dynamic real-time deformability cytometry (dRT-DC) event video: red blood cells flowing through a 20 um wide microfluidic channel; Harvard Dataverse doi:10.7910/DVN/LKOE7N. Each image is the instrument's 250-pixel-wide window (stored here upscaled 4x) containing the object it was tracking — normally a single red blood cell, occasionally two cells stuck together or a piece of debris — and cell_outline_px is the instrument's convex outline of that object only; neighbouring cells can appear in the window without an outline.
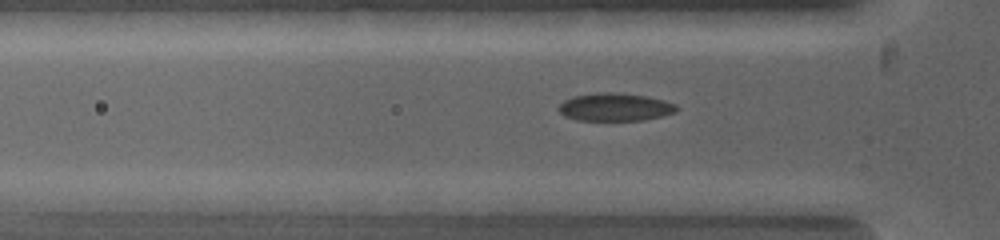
{"species": "common noctule bat (a hibernating species)", "species_latin": "Nyctalus noctula", "temperature_condition": "warm", "stored_images_in_passage": 5, "camera_frame_rate_fps": 5000, "um_per_image_px": 0.085, "animal": {"sex": "female", "body_mass_g": 19.0, "forearm_length_mm": 53.3}, "frame": {"image": 1, "passage_image": 3, "time_ms": 0.6, "image_size_px": [1000, 240], "cell_outline_px": [[680, 108], [676, 112], [644, 120], [576, 120], [564, 116], [556, 108], [564, 100], [576, 96], [604, 92], [644, 96], [676, 104]], "centroid_in_image_um": [52.26, 9.12], "position_along_channel_um": 73.5, "area_um2": 18.79}}